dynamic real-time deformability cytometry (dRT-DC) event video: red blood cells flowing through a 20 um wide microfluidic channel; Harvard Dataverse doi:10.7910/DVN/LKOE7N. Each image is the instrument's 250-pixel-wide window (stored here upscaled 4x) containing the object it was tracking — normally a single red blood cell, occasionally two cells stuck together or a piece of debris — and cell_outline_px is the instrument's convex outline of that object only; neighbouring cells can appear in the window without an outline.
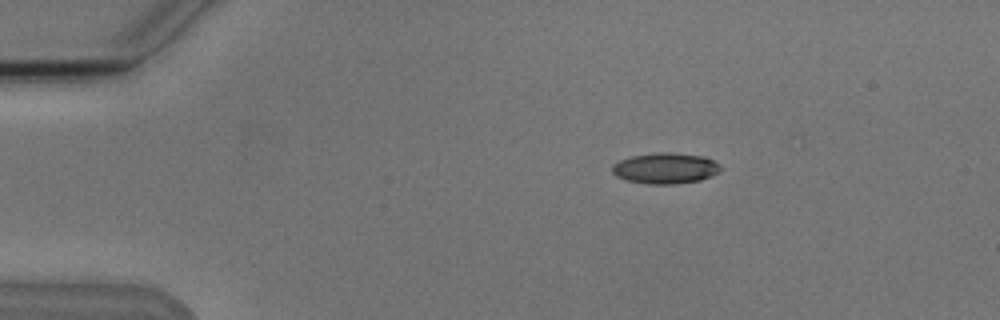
{"species": "Egyptian fruit bat (a non-hibernating species)", "species_latin": "Rousettus aegyptiacus", "temperature_condition": "cold", "stored_images_in_passage": 3, "camera_frame_rate_fps": 3000, "um_per_image_px": 0.085, "animal": {"sex": "male"}, "frame": {"image": 1, "passage_image": 1, "time_ms": 0.0, "image_size_px": [1000, 320], "cell_outline_px": [[720, 172], [712, 176], [700, 180], [672, 184], [648, 184], [628, 180], [616, 176], [612, 172], [612, 164], [620, 160], [632, 156], [656, 152], [672, 152], [704, 156], [720, 164]], "centroid_in_image_um": [56.57, 14.29], "position_along_channel_um": 28.4, "area_um2": 19.54}}